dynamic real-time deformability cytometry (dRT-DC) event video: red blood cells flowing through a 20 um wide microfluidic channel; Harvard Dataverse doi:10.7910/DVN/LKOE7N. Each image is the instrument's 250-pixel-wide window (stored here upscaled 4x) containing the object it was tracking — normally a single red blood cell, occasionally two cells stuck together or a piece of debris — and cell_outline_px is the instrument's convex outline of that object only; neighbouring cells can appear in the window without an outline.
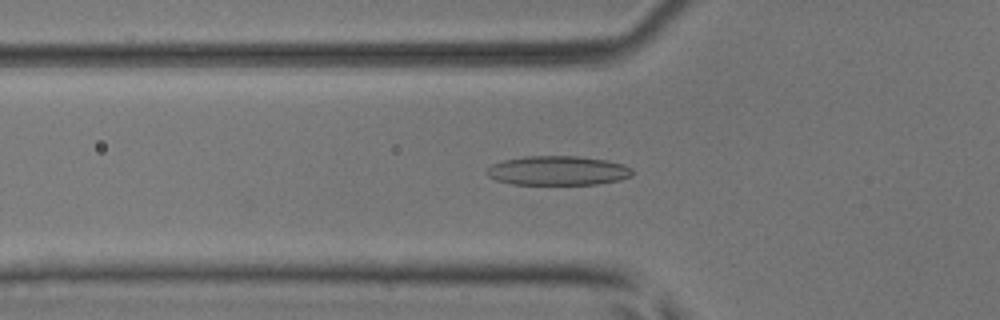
{"species": "common noctule bat (a hibernating species)", "species_latin": "Nyctalus noctula", "temperature_condition": "room temperature", "stored_images_in_passage": 44, "camera_frame_rate_fps": 3000, "um_per_image_px": 0.085, "animal": {"sex": "male", "body_mass_g": 17.9, "forearm_length_mm": 54.2}, "frame": {"image": 1, "passage_image": 11, "time_ms": 3.333, "image_size_px": [1000, 320], "cell_outline_px": [[632, 176], [620, 180], [596, 184], [512, 184], [496, 180], [488, 176], [484, 172], [492, 164], [504, 160], [524, 156], [580, 156], [608, 160], [624, 164], [632, 168]], "centroid_in_image_um": [47.43, 14.49], "position_along_channel_um": 78.4, "area_um2": 25.03}}
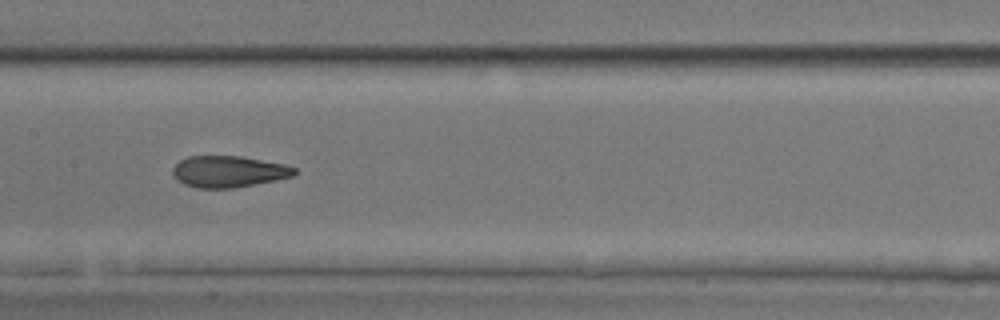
{"frame": {"image": 2, "passage_image": 19, "time_ms": 6.0, "image_size_px": [1000, 320], "cell_outline_px": [[296, 172], [292, 176], [276, 180], [232, 188], [196, 188], [184, 184], [176, 180], [172, 172], [172, 168], [180, 160], [188, 156], [240, 156], [284, 164], [296, 168]], "centroid_in_image_um": [19.39, 14.58], "position_along_channel_um": 188.0, "area_um2": 22.25}}
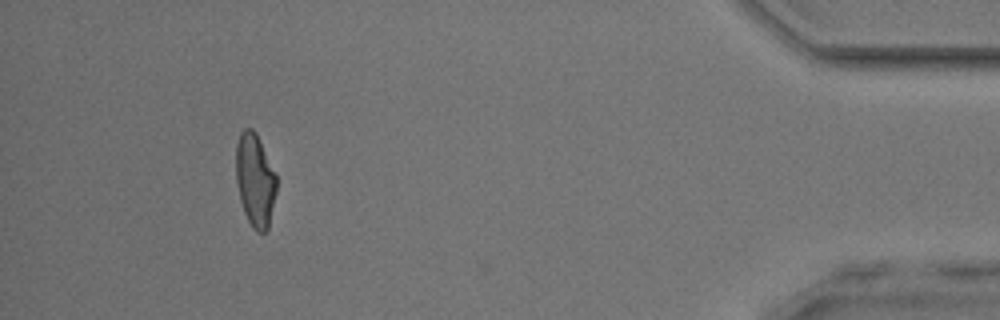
{"frame": {"image": 3, "passage_image": 40, "time_ms": 13.0, "image_size_px": [1000, 320], "cell_outline_px": [[276, 192], [268, 228], [264, 232], [256, 232], [252, 228], [244, 212], [240, 200], [236, 180], [236, 144], [240, 132], [244, 128], [252, 128], [256, 132], [276, 172]], "centroid_in_image_um": [21.68, 15.28], "position_along_channel_um": 413.5, "area_um2": 22.14}, "authors_computed_cell_mechanics": {"area_um2": 22.4553, "velocity_mm_per_s": 4.0932, "shape_relaxation_time_tau1_ms": 4.1607, "shape_relaxation_time_tau2_ms": 1.8156, "deformation_change_tau1": 0.1601, "deformation_change_tau2": 0.0859}}